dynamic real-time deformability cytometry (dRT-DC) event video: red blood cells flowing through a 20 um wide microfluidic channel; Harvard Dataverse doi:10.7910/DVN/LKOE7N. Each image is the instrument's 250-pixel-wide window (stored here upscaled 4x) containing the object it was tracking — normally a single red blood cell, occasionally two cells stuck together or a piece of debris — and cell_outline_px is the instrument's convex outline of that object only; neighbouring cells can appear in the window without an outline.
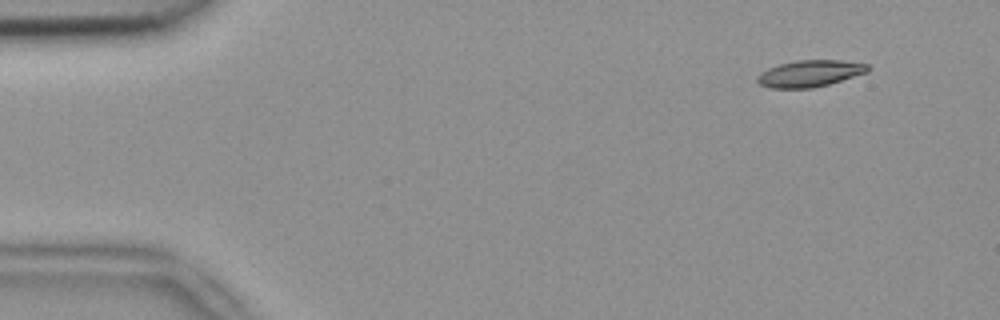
{"species": "common noctule bat (a hibernating species)", "species_latin": "Nyctalus noctula", "temperature_condition": "room temperature", "stored_images_in_passage": 3, "segment_of_instrument_passage": [2, 2], "camera_frame_rate_fps": 3000, "um_per_image_px": 0.085, "animal": {"sex": "female", "body_mass_g": 18.4}, "frame": {"image": 1, "passage_image": 3, "time_ms": 0.667, "image_size_px": [1000, 320], "cell_outline_px": [[872, 68], [868, 72], [828, 84], [812, 88], [768, 88], [760, 84], [756, 80], [756, 76], [760, 72], [768, 68], [780, 64], [796, 60], [840, 60], [868, 64]], "centroid_in_image_um": [68.83, 6.24], "position_along_channel_um": 16.2, "area_um2": 17.22}}